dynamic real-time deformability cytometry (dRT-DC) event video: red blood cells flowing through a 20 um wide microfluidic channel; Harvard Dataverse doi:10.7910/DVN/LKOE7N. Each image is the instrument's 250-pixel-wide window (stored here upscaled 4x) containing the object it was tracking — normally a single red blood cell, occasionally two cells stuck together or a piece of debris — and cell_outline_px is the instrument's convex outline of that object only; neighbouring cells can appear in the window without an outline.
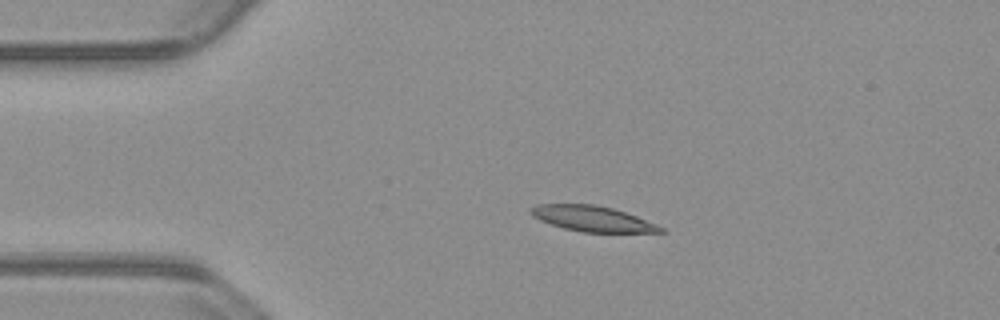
{"species": "common noctule bat (a hibernating species)", "species_latin": "Nyctalus noctula", "temperature_condition": "warm", "stored_images_in_passage": 44, "camera_frame_rate_fps": 3000, "um_per_image_px": 0.085, "animal": {"sex": "male", "body_mass_g": 23.1, "forearm_length_mm": 52.7}, "frame": {"image": 1, "passage_image": 1, "time_ms": 0.0, "image_size_px": [1000, 320], "cell_outline_px": [[668, 232], [580, 232], [564, 228], [540, 220], [532, 216], [528, 212], [528, 208], [536, 204], [596, 204], [612, 208], [636, 216], [656, 224], [664, 228]], "centroid_in_image_um": [50.31, 18.58], "position_along_channel_um": 34.7, "area_um2": 19.31}}
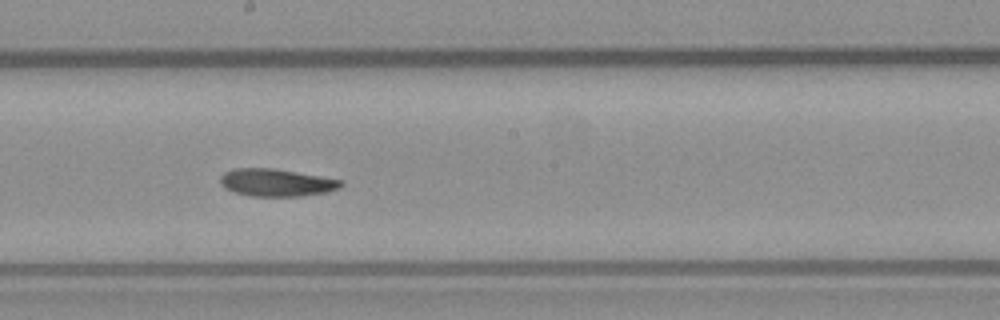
{"frame": {"image": 2, "passage_image": 19, "time_ms": 6.0, "image_size_px": [1000, 320], "cell_outline_px": [[344, 184], [340, 188], [328, 192], [300, 196], [252, 196], [236, 192], [224, 188], [220, 184], [220, 176], [224, 172], [232, 168], [276, 168], [344, 180]], "centroid_in_image_um": [23.52, 15.51], "position_along_channel_um": 224.7, "area_um2": 19.59}}
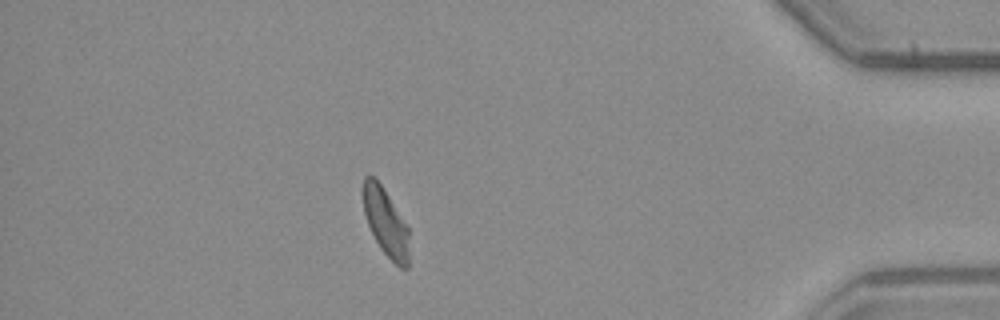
{"frame": {"image": 3, "passage_image": 37, "time_ms": 12.0, "image_size_px": [1000, 320], "cell_outline_px": [[408, 268], [400, 268], [380, 248], [368, 224], [364, 212], [360, 188], [364, 176], [372, 176], [380, 184], [388, 196], [408, 228]], "centroid_in_image_um": [32.74, 18.86], "position_along_channel_um": 402.5, "area_um2": 17.86}}